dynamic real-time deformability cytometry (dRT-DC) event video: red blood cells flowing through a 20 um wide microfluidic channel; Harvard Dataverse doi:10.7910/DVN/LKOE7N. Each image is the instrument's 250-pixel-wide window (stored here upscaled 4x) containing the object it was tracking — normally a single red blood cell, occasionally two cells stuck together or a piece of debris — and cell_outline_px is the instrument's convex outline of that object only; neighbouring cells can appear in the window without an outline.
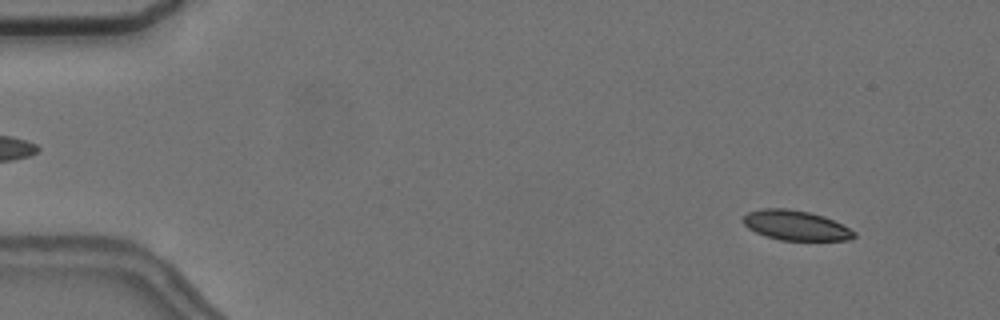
{"species": "common noctule bat (a hibernating species)", "species_latin": "Nyctalus noctula", "temperature_condition": "cold", "stored_images_in_passage": 12, "camera_frame_rate_fps": 3000, "um_per_image_px": 0.085, "animal": {"sex": "female", "body_mass_g": 24.6, "forearm_length_mm": 56.2}, "frame": {"image": 1, "passage_image": 5, "time_ms": 1.333, "image_size_px": [1000, 320], "cell_outline_px": [[856, 236], [852, 240], [780, 240], [756, 232], [748, 228], [744, 224], [744, 216], [748, 212], [760, 208], [788, 208], [808, 212], [824, 216], [856, 232]], "centroid_in_image_um": [67.64, 19.15], "position_along_channel_um": 17.4, "area_um2": 19.13}}